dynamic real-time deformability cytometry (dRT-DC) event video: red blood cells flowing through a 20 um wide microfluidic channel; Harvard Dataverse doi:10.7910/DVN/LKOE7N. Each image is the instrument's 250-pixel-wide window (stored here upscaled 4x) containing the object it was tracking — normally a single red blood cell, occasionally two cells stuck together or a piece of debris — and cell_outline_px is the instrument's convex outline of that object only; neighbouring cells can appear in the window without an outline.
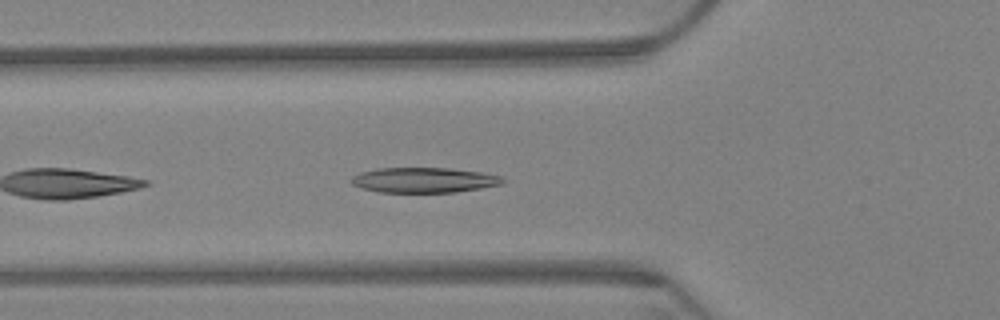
{"species": "Egyptian fruit bat (a non-hibernating species)", "species_latin": "Rousettus aegyptiacus", "temperature_condition": "warm", "stored_images_in_passage": 46, "camera_frame_rate_fps": 3000, "um_per_image_px": 0.085, "animal": {"sex": "female"}, "frame": {"image": 1, "passage_image": 5, "time_ms": 1.333, "image_size_px": [1000, 320], "cell_outline_px": [[504, 184], [456, 192], [376, 192], [360, 188], [352, 184], [348, 180], [352, 176], [360, 172], [376, 168], [448, 168], [480, 172], [500, 176], [504, 180]], "centroid_in_image_um": [35.97, 15.31], "position_along_channel_um": 89.8, "area_um2": 22.31}}
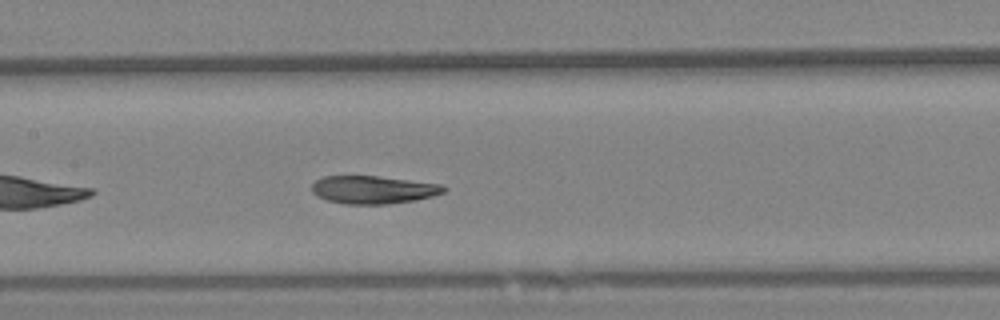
{"frame": {"image": 2, "passage_image": 13, "time_ms": 4.0, "image_size_px": [1000, 320], "cell_outline_px": [[448, 188], [444, 192], [432, 196], [416, 200], [388, 204], [344, 204], [328, 200], [316, 196], [312, 192], [312, 184], [316, 180], [324, 176], [376, 176], [440, 184]], "centroid_in_image_um": [31.71, 16.13], "position_along_channel_um": 175.7, "area_um2": 21.39}}
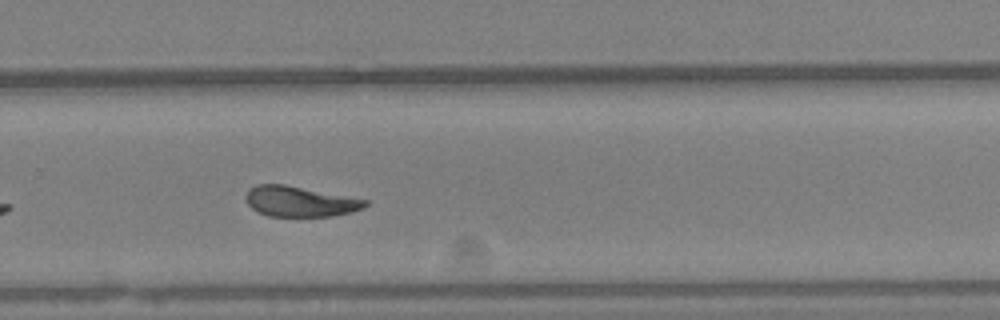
{"frame": {"image": 3, "passage_image": 25, "time_ms": 8.0, "image_size_px": [1000, 320], "cell_outline_px": [[368, 204], [364, 208], [352, 212], [332, 216], [268, 216], [256, 212], [248, 204], [244, 196], [248, 188], [256, 184], [284, 184], [368, 200]], "centroid_in_image_um": [25.45, 17.12], "position_along_channel_um": 304.3, "area_um2": 21.27}, "authors_computed_cell_mechanics": {"area_um2": 21.964, "velocity_mm_per_s": 3.2271, "shape_relaxation_time_tau1_ms": 4.5806, "shape_relaxation_time_tau2_ms": 3.5723, "deformation_change_tau1": 0.1616, "deformation_change_tau2": 0.0995}}